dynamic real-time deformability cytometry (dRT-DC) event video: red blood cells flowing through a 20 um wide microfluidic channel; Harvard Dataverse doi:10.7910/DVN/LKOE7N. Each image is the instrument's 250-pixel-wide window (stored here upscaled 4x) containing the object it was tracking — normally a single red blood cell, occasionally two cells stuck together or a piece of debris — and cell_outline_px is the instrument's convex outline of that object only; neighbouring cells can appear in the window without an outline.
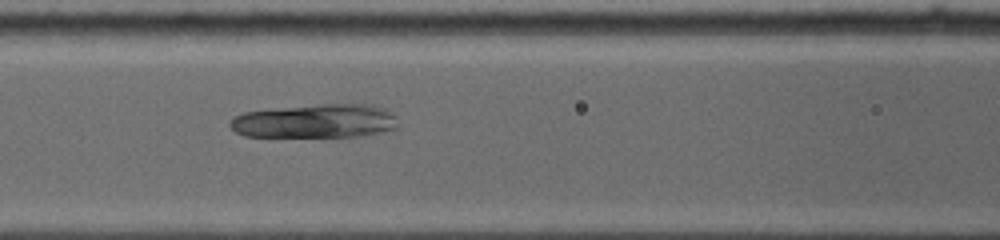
{"species": "common noctule bat (a hibernating species)", "species_latin": "Nyctalus noctula", "temperature_condition": "warm", "stored_images_in_passage": 3, "camera_frame_rate_fps": 5000, "um_per_image_px": 0.085, "animal": {"sex": "female", "body_mass_g": 19.0, "forearm_length_mm": 53.3}, "frame": {"image": 1, "passage_image": 3, "time_ms": 1.6, "image_size_px": [1000, 240], "cell_outline_px": [[400, 128], [360, 136], [244, 136], [236, 132], [228, 124], [232, 116], [244, 112], [276, 108], [320, 104], [364, 104], [384, 108], [392, 112], [396, 116]], "centroid_in_image_um": [26.82, 10.28], "position_along_channel_um": 139.8, "area_um2": 33.23}}